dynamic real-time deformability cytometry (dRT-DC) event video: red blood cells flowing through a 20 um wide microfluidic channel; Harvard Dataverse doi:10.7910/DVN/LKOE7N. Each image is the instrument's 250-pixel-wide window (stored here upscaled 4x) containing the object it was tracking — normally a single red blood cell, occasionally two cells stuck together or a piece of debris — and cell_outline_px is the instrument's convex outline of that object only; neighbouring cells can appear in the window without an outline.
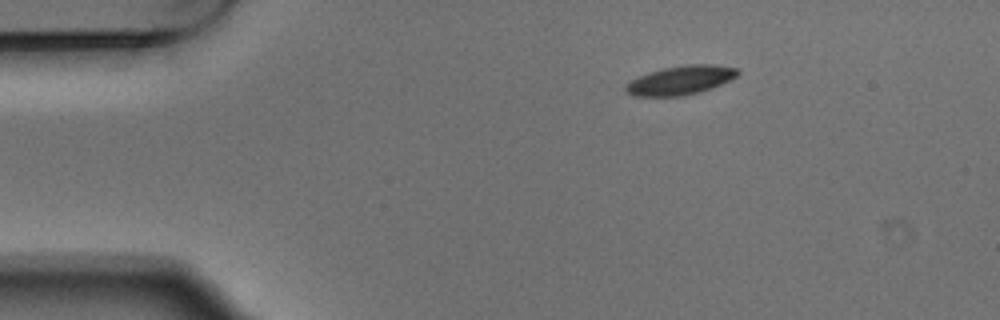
{"species": "Egyptian fruit bat (a non-hibernating species)", "species_latin": "Rousettus aegyptiacus", "temperature_condition": "warm", "stored_images_in_passage": 3, "camera_frame_rate_fps": 3000, "um_per_image_px": 0.085, "animal": {"sex": "male"}, "frame": {"image": 1, "passage_image": 1, "time_ms": 0.0, "image_size_px": [1000, 320], "cell_outline_px": [[740, 72], [736, 76], [712, 88], [700, 92], [684, 96], [632, 96], [624, 92], [624, 84], [628, 80], [648, 72], [664, 68], [688, 64], [712, 64], [736, 68]], "centroid_in_image_um": [57.76, 6.83], "position_along_channel_um": 27.2, "area_um2": 19.07}}